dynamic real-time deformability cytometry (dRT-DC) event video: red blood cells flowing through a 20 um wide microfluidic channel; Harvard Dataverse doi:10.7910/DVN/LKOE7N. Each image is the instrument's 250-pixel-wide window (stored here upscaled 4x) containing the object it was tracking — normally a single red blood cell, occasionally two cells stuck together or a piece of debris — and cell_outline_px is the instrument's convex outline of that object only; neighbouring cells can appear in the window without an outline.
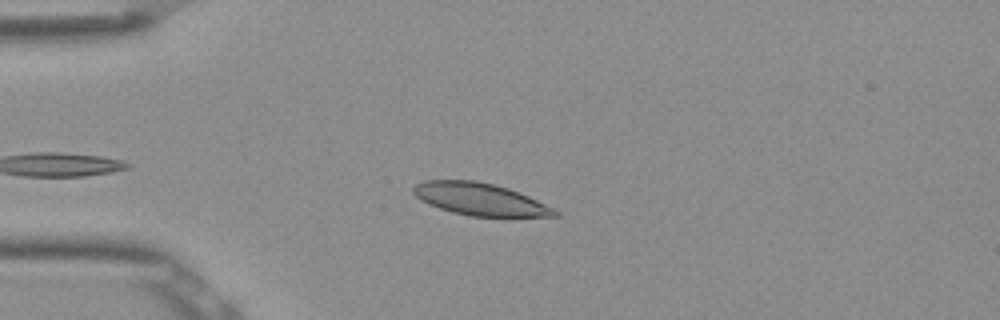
{"species": "Egyptian fruit bat (a non-hibernating species)", "species_latin": "Rousettus aegyptiacus", "temperature_condition": "room temperature", "stored_images_in_passage": 9, "camera_frame_rate_fps": 3000, "um_per_image_px": 0.085, "frame": {"image": 1, "passage_image": 4, "time_ms": 1.0, "image_size_px": [1000, 320], "cell_outline_px": [[560, 216], [468, 216], [452, 212], [440, 208], [416, 196], [412, 192], [412, 188], [416, 184], [424, 180], [476, 180], [508, 188], [528, 196], [560, 212]], "centroid_in_image_um": [40.79, 16.92], "position_along_channel_um": 44.2, "area_um2": 26.18}}
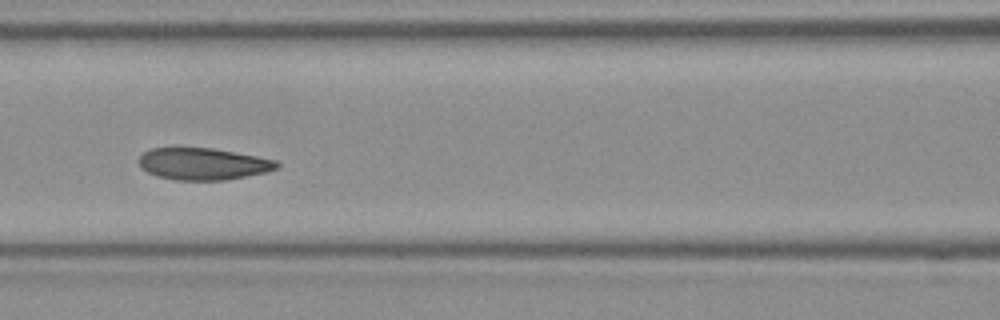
{"frame": {"image": 2, "passage_image": 7, "time_ms": 2.0, "image_size_px": [1000, 320], "cell_outline_px": [[280, 164], [276, 168], [264, 172], [224, 180], [176, 180], [156, 176], [140, 168], [136, 160], [144, 152], [152, 148], [212, 148], [256, 156], [276, 160]], "centroid_in_image_um": [17.19, 13.93], "position_along_channel_um": 149.4, "area_um2": 25.49}}
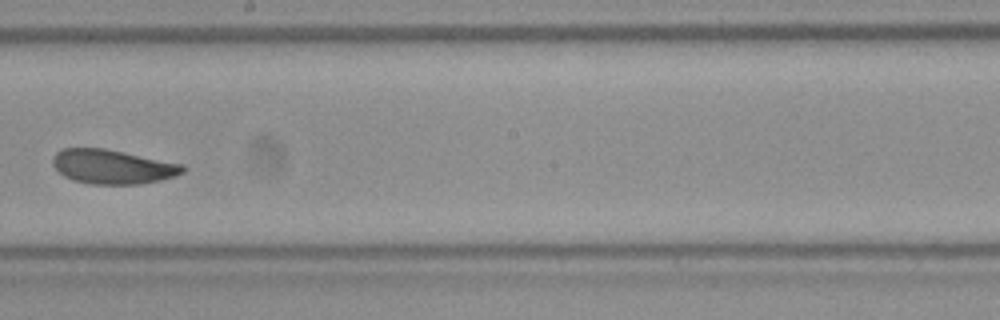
{"frame": {"image": 3, "passage_image": 9, "time_ms": 2.667, "image_size_px": [1000, 320], "cell_outline_px": [[184, 172], [176, 176], [160, 180], [136, 184], [92, 184], [72, 180], [64, 176], [52, 164], [52, 156], [56, 152], [64, 148], [104, 148], [184, 164]], "centroid_in_image_um": [9.56, 14.16], "position_along_channel_um": 238.6, "area_um2": 25.95}}